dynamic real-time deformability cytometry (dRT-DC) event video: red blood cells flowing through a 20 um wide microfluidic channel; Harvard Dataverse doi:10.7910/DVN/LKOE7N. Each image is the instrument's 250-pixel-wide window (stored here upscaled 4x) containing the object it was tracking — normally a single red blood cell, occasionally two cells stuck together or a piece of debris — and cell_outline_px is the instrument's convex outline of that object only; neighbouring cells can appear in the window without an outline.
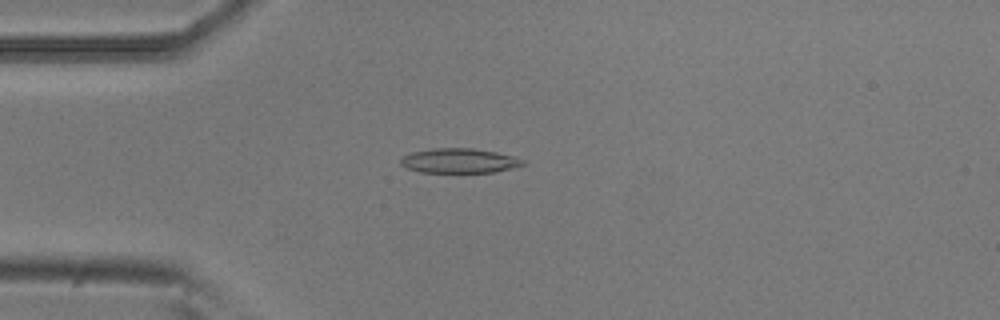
{"species": "common noctule bat (a hibernating species)", "species_latin": "Nyctalus noctula", "temperature_condition": "room temperature", "stored_images_in_passage": 53, "camera_frame_rate_fps": 3000, "um_per_image_px": 0.085, "animal": {"sex": "male", "body_mass_g": 20.5, "forearm_length_mm": 52.5}, "frame": {"image": 1, "passage_image": 14, "time_ms": 4.333, "image_size_px": [1000, 320], "cell_outline_px": [[524, 164], [516, 168], [492, 172], [420, 172], [408, 168], [400, 164], [400, 160], [404, 156], [412, 152], [432, 148], [472, 148], [496, 152], [516, 156], [524, 160]], "centroid_in_image_um": [39.08, 13.66], "position_along_channel_um": 45.9, "area_um2": 17.57}}
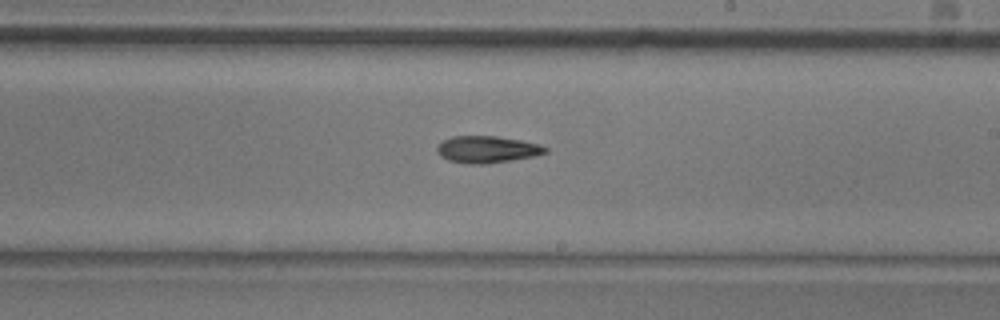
{"frame": {"image": 2, "passage_image": 31, "time_ms": 10.0, "image_size_px": [1000, 320], "cell_outline_px": [[548, 152], [536, 156], [484, 164], [468, 164], [448, 160], [440, 156], [436, 152], [436, 148], [444, 140], [452, 136], [496, 136], [524, 140], [540, 144], [548, 148]], "centroid_in_image_um": [41.43, 12.7], "position_along_channel_um": 247.6, "area_um2": 17.11}}
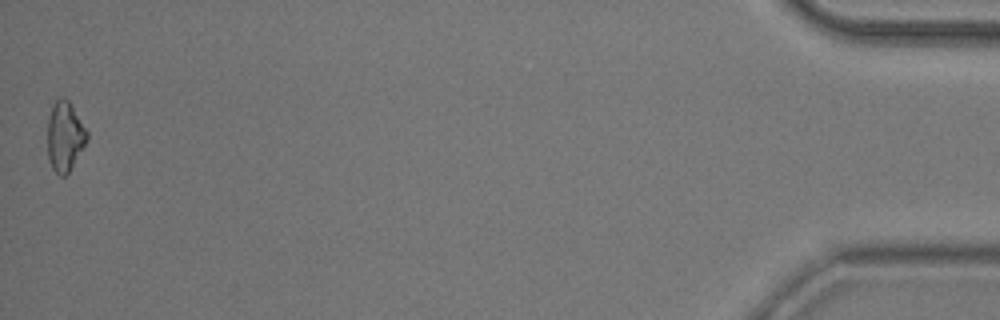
{"frame": {"image": 3, "passage_image": 53, "time_ms": 17.333, "image_size_px": [1000, 320], "cell_outline_px": [[88, 136], [84, 144], [68, 172], [64, 176], [60, 176], [52, 168], [48, 160], [48, 116], [56, 100], [60, 96], [64, 96], [68, 100], [88, 132]], "centroid_in_image_um": [5.48, 11.57], "position_along_channel_um": 429.7, "area_um2": 15.66}, "authors_computed_cell_mechanics": {"area_um2": 16.8776, "velocity_mm_per_s": 3.796, "shape_relaxation_time_tau1_ms": 7.9048, "shape_relaxation_time_tau2_ms": null, "deformation_change_tau1": 0.1797, "deformation_change_tau2": null}}